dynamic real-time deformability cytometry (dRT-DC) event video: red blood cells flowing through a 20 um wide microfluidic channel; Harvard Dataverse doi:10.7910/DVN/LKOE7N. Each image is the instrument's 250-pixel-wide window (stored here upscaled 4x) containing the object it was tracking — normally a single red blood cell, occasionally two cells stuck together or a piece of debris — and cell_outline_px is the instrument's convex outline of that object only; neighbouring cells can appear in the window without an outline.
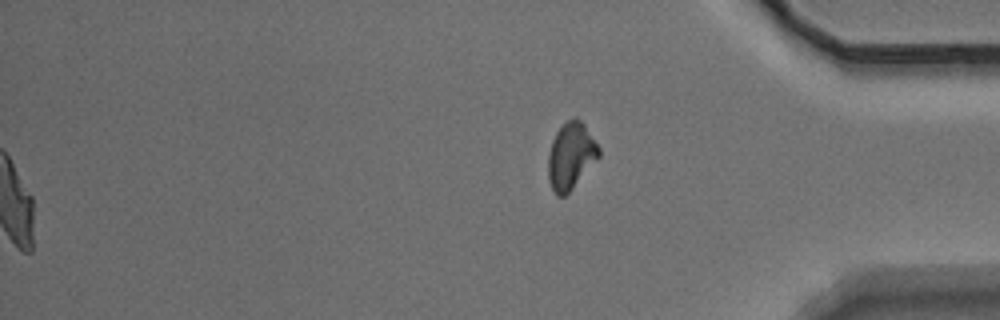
{"species": "Egyptian fruit bat (a non-hibernating species)", "species_latin": "Rousettus aegyptiacus", "temperature_condition": "warm", "stored_images_in_passage": 41, "segment_of_instrument_passage": [2, 2], "camera_frame_rate_fps": 3000, "um_per_image_px": 0.085, "animal": {"sex": "male"}, "frame": {"image": 1, "passage_image": 41, "time_ms": 13.333, "image_size_px": [1000, 320], "cell_outline_px": [[600, 156], [568, 192], [564, 196], [556, 196], [552, 188], [548, 176], [548, 152], [552, 140], [556, 132], [568, 120], [576, 116], [584, 124], [600, 148]], "centroid_in_image_um": [48.51, 13.23], "position_along_channel_um": 386.7, "area_um2": 19.42}}